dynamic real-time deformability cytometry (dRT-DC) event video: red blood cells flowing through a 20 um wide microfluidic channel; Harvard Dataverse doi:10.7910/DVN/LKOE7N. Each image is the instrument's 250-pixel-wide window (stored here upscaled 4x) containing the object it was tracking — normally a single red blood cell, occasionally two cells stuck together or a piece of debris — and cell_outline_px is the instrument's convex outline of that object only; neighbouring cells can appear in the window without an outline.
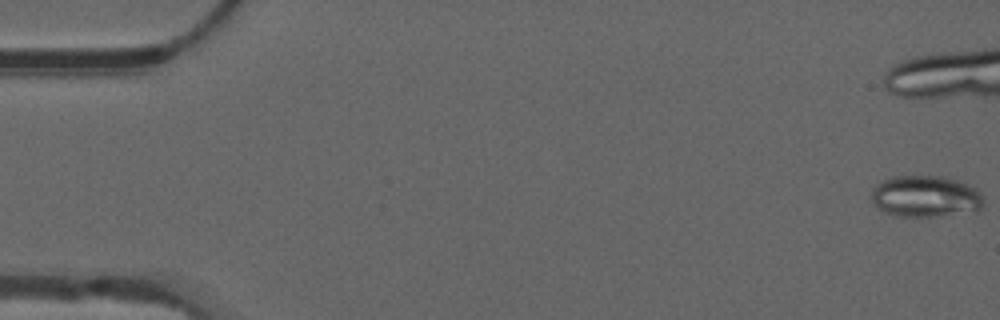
{"species": "common noctule bat (a hibernating species)", "species_latin": "Nyctalus noctula", "temperature_condition": "warm", "stored_images_in_passage": 41, "camera_frame_rate_fps": 3000, "um_per_image_px": 0.085, "animal": {"sex": "male", "forearm_length_mm": 52.5}, "frame": {"image": 1, "passage_image": 1, "time_ms": 0.0, "image_size_px": [1000, 320], "cell_outline_px": [[984, 200], [980, 208], [976, 212], [932, 216], [896, 216], [872, 204], [868, 196], [872, 188], [876, 184], [892, 176], [940, 176], [956, 180], [976, 188]], "centroid_in_image_um": [78.63, 16.69], "position_along_channel_um": 6.4, "area_um2": 27.22}}